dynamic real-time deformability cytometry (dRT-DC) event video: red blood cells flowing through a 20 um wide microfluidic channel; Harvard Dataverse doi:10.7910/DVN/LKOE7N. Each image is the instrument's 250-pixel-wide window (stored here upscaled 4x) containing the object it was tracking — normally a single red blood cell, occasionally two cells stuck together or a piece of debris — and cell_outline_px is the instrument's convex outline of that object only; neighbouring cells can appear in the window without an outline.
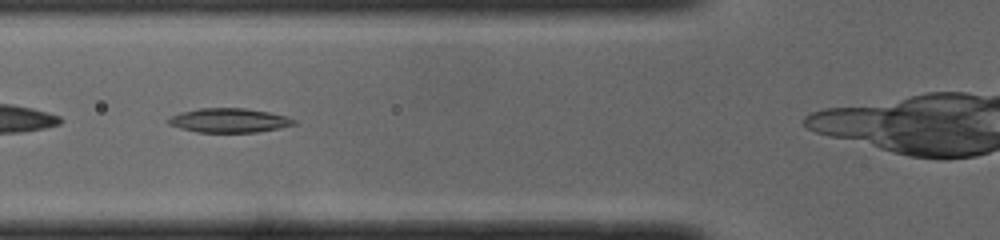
{"species": "common noctule bat (a hibernating species)", "species_latin": "Nyctalus noctula", "temperature_condition": "cold", "stored_images_in_passage": 27, "camera_frame_rate_fps": 3000, "um_per_image_px": 0.085, "animal": {"sex": "male", "body_mass_g": 19.0, "forearm_length_mm": 50.8}, "frame": {"image": 1, "passage_image": 5, "time_ms": 1.333, "image_size_px": [1000, 240], "cell_outline_px": [[296, 124], [280, 128], [256, 132], [196, 132], [180, 128], [168, 124], [168, 120], [172, 116], [184, 112], [200, 108], [244, 108], [268, 112], [284, 116], [296, 120]], "centroid_in_image_um": [19.49, 10.24], "position_along_channel_um": 106.3, "area_um2": 17.46}}
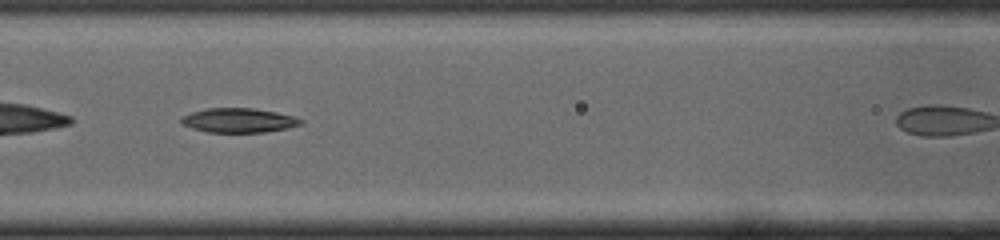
{"frame": {"image": 2, "passage_image": 8, "time_ms": 2.333, "image_size_px": [1000, 240], "cell_outline_px": [[304, 124], [288, 128], [264, 132], [208, 132], [192, 128], [180, 124], [180, 120], [184, 116], [192, 112], [208, 108], [252, 108], [276, 112], [292, 116], [304, 120]], "centroid_in_image_um": [20.31, 10.23], "position_along_channel_um": 146.3, "area_um2": 16.94}}
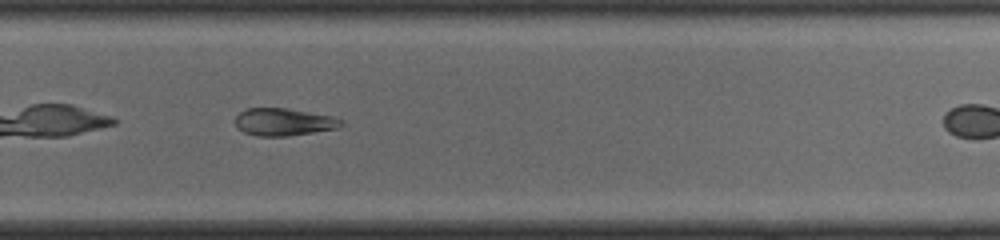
{"frame": {"image": 3, "passage_image": 20, "time_ms": 6.333, "image_size_px": [1000, 240], "cell_outline_px": [[344, 124], [336, 128], [288, 136], [256, 136], [244, 132], [236, 128], [236, 116], [240, 112], [248, 108], [284, 108], [332, 116], [344, 120]], "centroid_in_image_um": [24.1, 10.37], "position_along_channel_um": 305.7, "area_um2": 16.82}}